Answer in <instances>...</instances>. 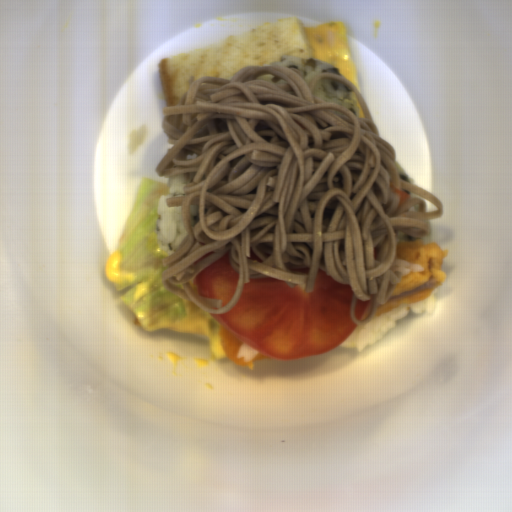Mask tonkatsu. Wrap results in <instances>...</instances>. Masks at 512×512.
<instances>
[{"mask_svg": "<svg viewBox=\"0 0 512 512\" xmlns=\"http://www.w3.org/2000/svg\"><path fill=\"white\" fill-rule=\"evenodd\" d=\"M448 250L435 243H423L419 240L397 242V256L414 263L423 271L403 274L398 286L384 305H378L373 317L393 311L400 306L421 303L444 282L446 274L441 268Z\"/></svg>", "mask_w": 512, "mask_h": 512, "instance_id": "1", "label": "tonkatsu"}, {"mask_svg": "<svg viewBox=\"0 0 512 512\" xmlns=\"http://www.w3.org/2000/svg\"><path fill=\"white\" fill-rule=\"evenodd\" d=\"M220 344L225 352L229 362L234 366H252L262 360L273 358L262 352H258L251 360H241L238 356V352L244 342L234 338L233 336L223 332L220 329L219 333Z\"/></svg>", "mask_w": 512, "mask_h": 512, "instance_id": "2", "label": "tonkatsu"}]
</instances>
